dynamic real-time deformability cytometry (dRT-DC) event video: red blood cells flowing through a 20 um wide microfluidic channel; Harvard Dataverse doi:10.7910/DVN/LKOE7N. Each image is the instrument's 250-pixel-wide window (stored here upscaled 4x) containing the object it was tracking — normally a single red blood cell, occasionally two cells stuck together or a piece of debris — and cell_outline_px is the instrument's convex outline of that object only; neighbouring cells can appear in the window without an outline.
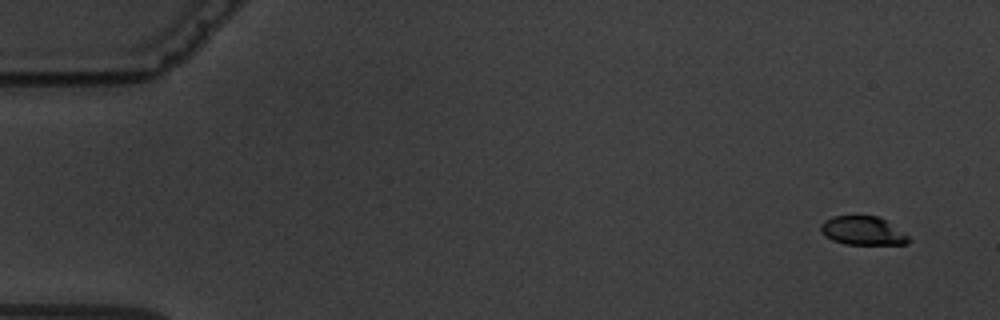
{"species": "common noctule bat (a hibernating species)", "species_latin": "Nyctalus noctula", "temperature_condition": "warm", "stored_images_in_passage": 5, "camera_frame_rate_fps": 3000, "um_per_image_px": 0.085, "animal": {"sex": "male", "body_mass_g": 19.5, "forearm_length_mm": 54.6}, "frame": {"image": 1, "passage_image": 1, "time_ms": 0.0, "image_size_px": [1000, 320], "cell_outline_px": [[912, 240], [908, 244], [844, 244], [832, 240], [824, 236], [820, 228], [820, 224], [824, 220], [832, 216], [876, 216], [884, 220], [904, 232]], "centroid_in_image_um": [73.32, 19.62], "position_along_channel_um": 11.7, "area_um2": 14.68}}
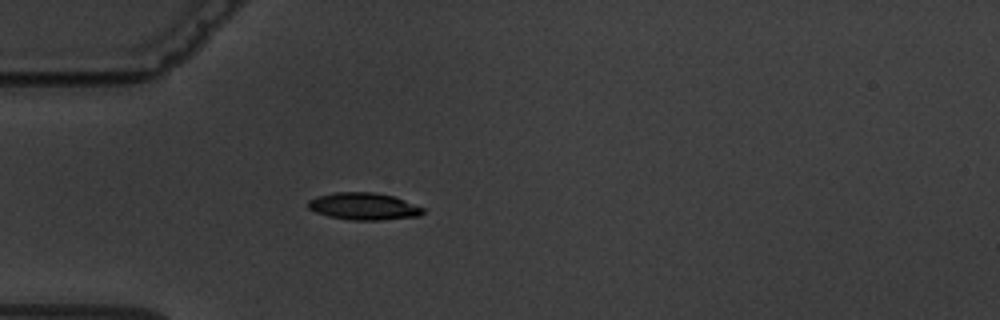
{"frame": {"image": 2, "passage_image": 5, "time_ms": 4.667, "image_size_px": [1000, 320], "cell_outline_px": [[424, 212], [420, 216], [380, 220], [352, 220], [328, 216], [316, 212], [308, 208], [308, 200], [316, 196], [336, 192], [372, 192], [396, 196], [424, 208]], "centroid_in_image_um": [30.93, 17.53], "position_along_channel_um": 54.1, "area_um2": 18.26}}